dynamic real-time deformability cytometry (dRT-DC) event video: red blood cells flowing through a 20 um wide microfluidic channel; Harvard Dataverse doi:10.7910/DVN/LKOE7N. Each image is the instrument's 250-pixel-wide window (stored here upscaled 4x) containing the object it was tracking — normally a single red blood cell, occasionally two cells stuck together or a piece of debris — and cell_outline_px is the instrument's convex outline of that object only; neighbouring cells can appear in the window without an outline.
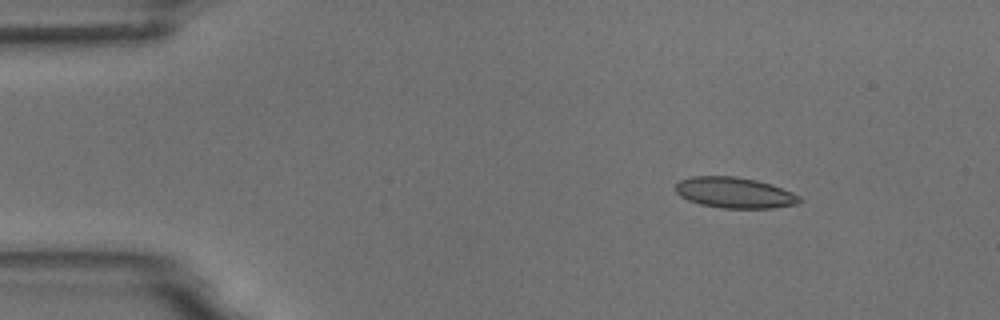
{"species": "common noctule bat (a hibernating species)", "species_latin": "Nyctalus noctula", "temperature_condition": "room temperature", "stored_images_in_passage": 4, "camera_frame_rate_fps": 3000, "um_per_image_px": 0.085, "animal": {"sex": "male", "body_mass_g": 18.8}, "frame": {"image": 1, "passage_image": 2, "time_ms": 2.0, "image_size_px": [1000, 320], "cell_outline_px": [[804, 200], [796, 204], [772, 208], [720, 208], [700, 204], [688, 200], [680, 196], [676, 192], [676, 184], [680, 180], [692, 176], [736, 176], [756, 180], [792, 192], [800, 196]], "centroid_in_image_um": [62.43, 16.38], "position_along_channel_um": 22.6, "area_um2": 22.2}}